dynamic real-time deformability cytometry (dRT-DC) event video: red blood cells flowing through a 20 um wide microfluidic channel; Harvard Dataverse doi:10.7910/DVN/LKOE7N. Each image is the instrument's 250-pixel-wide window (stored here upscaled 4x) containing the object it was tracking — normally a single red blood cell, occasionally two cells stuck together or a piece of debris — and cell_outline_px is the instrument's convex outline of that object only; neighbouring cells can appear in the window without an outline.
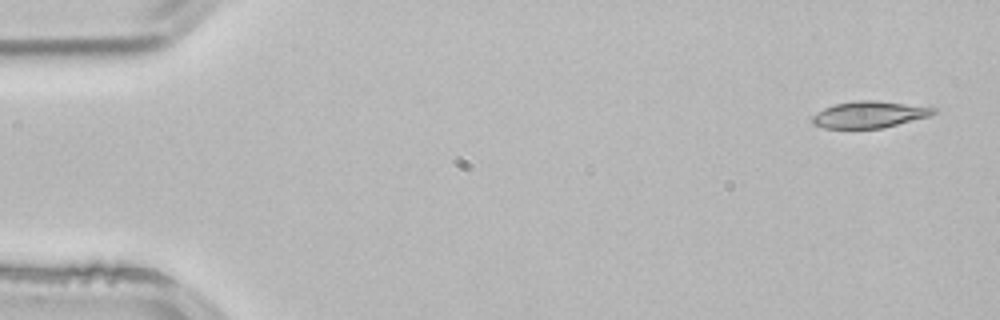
{"species": "common noctule bat (a hibernating species)", "species_latin": "Nyctalus noctula", "temperature_condition": "room temperature", "stored_images_in_passage": 3, "camera_frame_rate_fps": 3000, "um_per_image_px": 0.085, "animal": {"sex": "male", "body_mass_g": 21.5, "forearm_length_mm": 52.0}, "frame": {"image": 1, "passage_image": 1, "time_ms": 0.0, "image_size_px": [1000, 320], "cell_outline_px": [[936, 112], [928, 116], [880, 128], [824, 128], [812, 124], [812, 116], [816, 112], [824, 108], [836, 104], [860, 100], [876, 100], [936, 108]], "centroid_in_image_um": [73.83, 9.73], "position_along_channel_um": 11.2, "area_um2": 18.44}}